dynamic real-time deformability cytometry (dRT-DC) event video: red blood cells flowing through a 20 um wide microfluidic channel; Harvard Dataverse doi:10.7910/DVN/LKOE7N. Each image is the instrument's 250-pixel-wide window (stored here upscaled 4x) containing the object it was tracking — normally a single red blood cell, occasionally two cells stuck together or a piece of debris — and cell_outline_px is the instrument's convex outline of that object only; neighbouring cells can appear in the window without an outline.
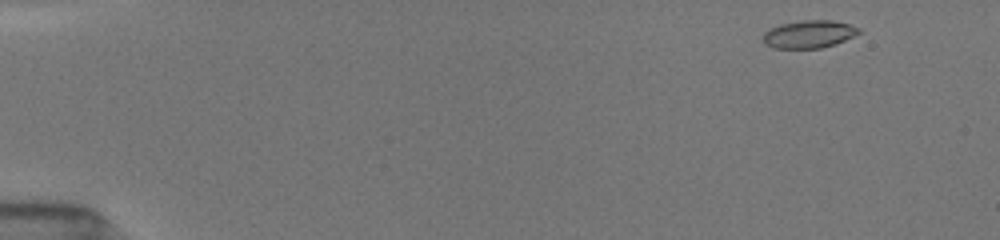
{"species": "common noctule bat (a hibernating species)", "species_latin": "Nyctalus noctula", "temperature_condition": "room temperature", "stored_images_in_passage": 10, "camera_frame_rate_fps": 3000, "um_per_image_px": 0.085, "animal": {"sex": "female", "body_mass_g": 19.5, "forearm_length_mm": 54.1}, "frame": {"image": 1, "passage_image": 1, "time_ms": 0.0, "image_size_px": [1000, 240], "cell_outline_px": [[860, 32], [836, 44], [820, 48], [772, 48], [764, 44], [764, 32], [768, 28], [780, 24], [800, 20], [832, 20], [848, 24], [860, 28]], "centroid_in_image_um": [68.72, 2.9], "position_along_channel_um": 16.3, "area_um2": 15.49}}
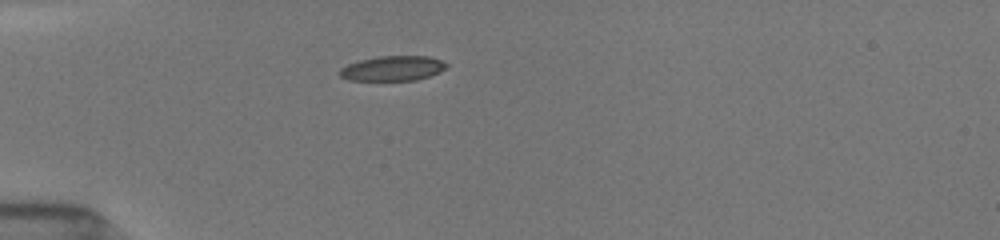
{"frame": {"image": 2, "passage_image": 8, "time_ms": 3.667, "image_size_px": [1000, 240], "cell_outline_px": [[448, 64], [440, 72], [416, 80], [348, 80], [340, 76], [340, 68], [348, 64], [360, 60], [376, 56], [428, 56], [440, 60]], "centroid_in_image_um": [33.36, 5.8], "position_along_channel_um": 51.6, "area_um2": 15.37}}
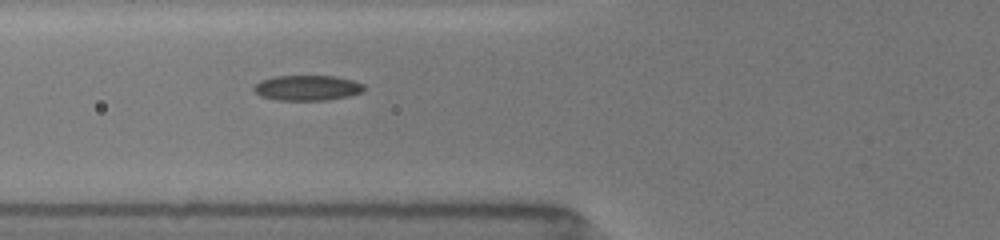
{"frame": {"image": 3, "passage_image": 10, "time_ms": 5.333, "image_size_px": [1000, 240], "cell_outline_px": [[368, 88], [364, 92], [348, 96], [328, 100], [276, 100], [260, 96], [252, 88], [260, 80], [272, 76], [336, 76], [352, 80], [364, 84]], "centroid_in_image_um": [26.15, 7.47], "position_along_channel_um": 99.7, "area_um2": 16.47}}